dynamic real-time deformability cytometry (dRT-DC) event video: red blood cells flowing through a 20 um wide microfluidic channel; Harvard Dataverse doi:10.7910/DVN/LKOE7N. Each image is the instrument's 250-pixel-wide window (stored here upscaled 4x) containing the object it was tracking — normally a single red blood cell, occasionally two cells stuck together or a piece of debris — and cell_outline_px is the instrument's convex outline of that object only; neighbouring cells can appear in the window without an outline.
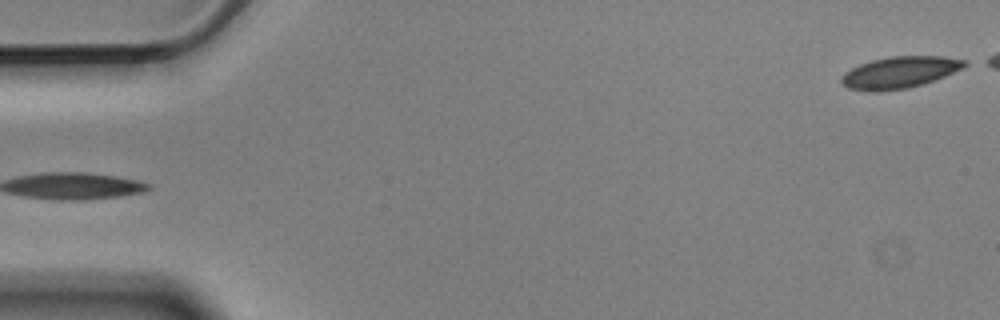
{"species": "Egyptian fruit bat (a non-hibernating species)", "species_latin": "Rousettus aegyptiacus", "temperature_condition": "cold", "stored_images_in_passage": 5, "segment_of_instrument_passage": [2, 2], "camera_frame_rate_fps": 3000, "um_per_image_px": 0.085, "animal": {"sex": "male"}, "frame": {"image": 1, "passage_image": 5, "time_ms": 1.333, "image_size_px": [1000, 320], "cell_outline_px": [[972, 64], [964, 68], [944, 76], [908, 88], [876, 92], [868, 92], [848, 88], [840, 84], [840, 76], [844, 72], [860, 64], [872, 60], [888, 56], [944, 56], [968, 60]], "centroid_in_image_um": [76.47, 6.15], "position_along_channel_um": 8.5, "area_um2": 23.06}}